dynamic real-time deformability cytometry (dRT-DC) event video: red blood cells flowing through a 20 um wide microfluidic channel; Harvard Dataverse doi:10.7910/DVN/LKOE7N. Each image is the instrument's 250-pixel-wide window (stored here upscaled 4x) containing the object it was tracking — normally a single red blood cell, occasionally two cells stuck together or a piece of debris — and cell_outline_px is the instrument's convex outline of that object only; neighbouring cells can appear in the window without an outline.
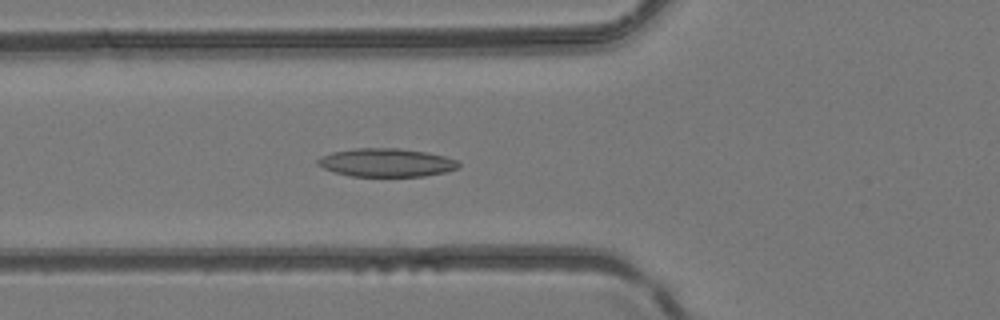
{"species": "common noctule bat (a hibernating species)", "species_latin": "Nyctalus noctula", "temperature_condition": "room temperature", "stored_images_in_passage": 32, "camera_frame_rate_fps": 3000, "um_per_image_px": 0.085, "animal": {"sex": "female", "body_mass_g": 24.6, "forearm_length_mm": 56.2}, "frame": {"image": 1, "passage_image": 19, "time_ms": 6.0, "image_size_px": [1000, 320], "cell_outline_px": [[460, 164], [456, 168], [444, 172], [424, 176], [352, 176], [336, 172], [324, 168], [316, 164], [316, 160], [320, 156], [332, 152], [356, 148], [400, 148], [428, 152], [444, 156], [456, 160]], "centroid_in_image_um": [32.81, 13.81], "position_along_channel_um": 93.0, "area_um2": 23.18}}
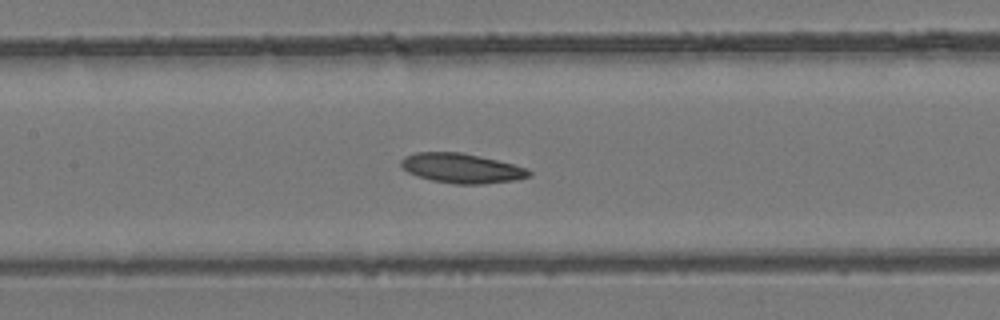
{"frame": {"image": 2, "passage_image": 24, "time_ms": 7.667, "image_size_px": [1000, 320], "cell_outline_px": [[532, 176], [516, 180], [484, 184], [456, 184], [432, 180], [408, 172], [400, 168], [400, 160], [404, 156], [416, 152], [460, 152], [496, 160], [528, 168], [532, 172]], "centroid_in_image_um": [39.24, 14.3], "position_along_channel_um": 168.2, "area_um2": 22.14}}
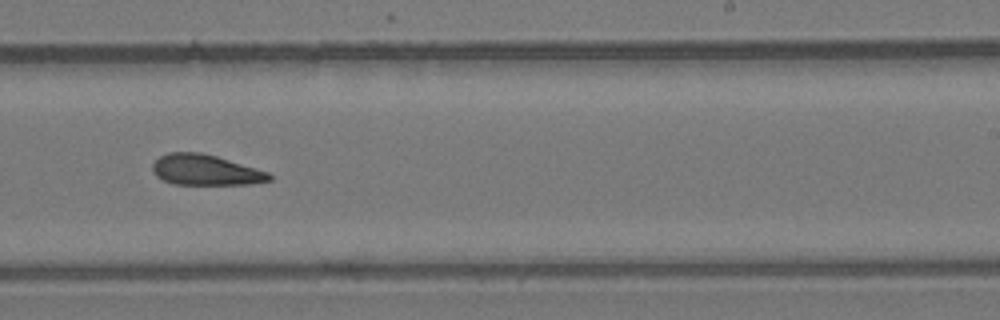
{"frame": {"image": 3, "passage_image": 31, "time_ms": 10.0, "image_size_px": [1000, 320], "cell_outline_px": [[272, 180], [248, 184], [176, 184], [164, 180], [156, 176], [152, 172], [152, 164], [160, 156], [168, 152], [200, 152], [216, 156], [268, 172], [272, 176]], "centroid_in_image_um": [17.44, 14.44], "position_along_channel_um": 271.6, "area_um2": 20.63}}